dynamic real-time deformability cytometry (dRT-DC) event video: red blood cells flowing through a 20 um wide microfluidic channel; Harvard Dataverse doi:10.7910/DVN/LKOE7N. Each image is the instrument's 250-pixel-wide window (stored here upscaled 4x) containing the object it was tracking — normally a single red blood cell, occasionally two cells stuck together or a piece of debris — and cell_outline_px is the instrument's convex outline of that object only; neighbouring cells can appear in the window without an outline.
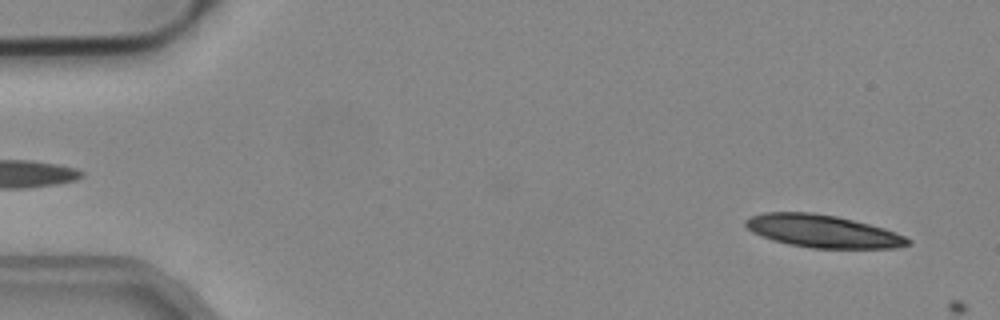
{"species": "common noctule bat (a hibernating species)", "species_latin": "Nyctalus noctula", "temperature_condition": "cold", "stored_images_in_passage": 4, "camera_frame_rate_fps": 3000, "um_per_image_px": 0.085, "animal": {"sex": "male", "body_mass_g": 19.2, "forearm_length_mm": 51.8}, "frame": {"image": 1, "passage_image": 2, "time_ms": 0.333, "image_size_px": [1000, 320], "cell_outline_px": [[912, 244], [896, 248], [812, 248], [788, 244], [772, 240], [752, 232], [744, 224], [744, 220], [752, 216], [764, 212], [812, 212], [836, 216], [884, 228], [896, 232], [912, 240]], "centroid_in_image_um": [69.94, 19.65], "position_along_channel_um": 15.1, "area_um2": 30.87}}